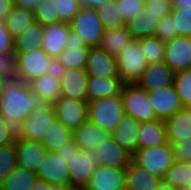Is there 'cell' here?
I'll return each instance as SVG.
<instances>
[{
    "label": "cell",
    "mask_w": 191,
    "mask_h": 190,
    "mask_svg": "<svg viewBox=\"0 0 191 190\" xmlns=\"http://www.w3.org/2000/svg\"><path fill=\"white\" fill-rule=\"evenodd\" d=\"M88 74L85 69H66L60 81L61 97L86 100Z\"/></svg>",
    "instance_id": "44dd1931"
},
{
    "label": "cell",
    "mask_w": 191,
    "mask_h": 190,
    "mask_svg": "<svg viewBox=\"0 0 191 190\" xmlns=\"http://www.w3.org/2000/svg\"><path fill=\"white\" fill-rule=\"evenodd\" d=\"M66 43L67 47L57 57L60 64L65 69H86L90 47L71 28Z\"/></svg>",
    "instance_id": "5bb4252c"
},
{
    "label": "cell",
    "mask_w": 191,
    "mask_h": 190,
    "mask_svg": "<svg viewBox=\"0 0 191 190\" xmlns=\"http://www.w3.org/2000/svg\"><path fill=\"white\" fill-rule=\"evenodd\" d=\"M0 77L3 79L19 77L17 55L14 51L0 54Z\"/></svg>",
    "instance_id": "7bdbcfd3"
},
{
    "label": "cell",
    "mask_w": 191,
    "mask_h": 190,
    "mask_svg": "<svg viewBox=\"0 0 191 190\" xmlns=\"http://www.w3.org/2000/svg\"><path fill=\"white\" fill-rule=\"evenodd\" d=\"M35 21L44 26L59 22L55 0H42L33 12Z\"/></svg>",
    "instance_id": "60d3db41"
},
{
    "label": "cell",
    "mask_w": 191,
    "mask_h": 190,
    "mask_svg": "<svg viewBox=\"0 0 191 190\" xmlns=\"http://www.w3.org/2000/svg\"><path fill=\"white\" fill-rule=\"evenodd\" d=\"M35 16L33 12L18 8L13 5L11 12L5 19V25L15 39L26 30V28L35 23Z\"/></svg>",
    "instance_id": "836d02e7"
},
{
    "label": "cell",
    "mask_w": 191,
    "mask_h": 190,
    "mask_svg": "<svg viewBox=\"0 0 191 190\" xmlns=\"http://www.w3.org/2000/svg\"><path fill=\"white\" fill-rule=\"evenodd\" d=\"M139 43L148 64L164 62V41L159 40L155 36H150L139 39Z\"/></svg>",
    "instance_id": "8d00e7d4"
},
{
    "label": "cell",
    "mask_w": 191,
    "mask_h": 190,
    "mask_svg": "<svg viewBox=\"0 0 191 190\" xmlns=\"http://www.w3.org/2000/svg\"><path fill=\"white\" fill-rule=\"evenodd\" d=\"M174 77L175 73L165 62L150 63L137 84L143 90L150 92L174 85Z\"/></svg>",
    "instance_id": "d6986e66"
},
{
    "label": "cell",
    "mask_w": 191,
    "mask_h": 190,
    "mask_svg": "<svg viewBox=\"0 0 191 190\" xmlns=\"http://www.w3.org/2000/svg\"><path fill=\"white\" fill-rule=\"evenodd\" d=\"M118 76L124 84H136L148 65L139 39L132 38L116 56Z\"/></svg>",
    "instance_id": "3957f363"
},
{
    "label": "cell",
    "mask_w": 191,
    "mask_h": 190,
    "mask_svg": "<svg viewBox=\"0 0 191 190\" xmlns=\"http://www.w3.org/2000/svg\"><path fill=\"white\" fill-rule=\"evenodd\" d=\"M132 160L161 179H163L166 171L176 162L170 143L138 149L133 154Z\"/></svg>",
    "instance_id": "277c9868"
},
{
    "label": "cell",
    "mask_w": 191,
    "mask_h": 190,
    "mask_svg": "<svg viewBox=\"0 0 191 190\" xmlns=\"http://www.w3.org/2000/svg\"><path fill=\"white\" fill-rule=\"evenodd\" d=\"M162 181L177 190H184L191 184V163L175 162L165 173Z\"/></svg>",
    "instance_id": "d590c367"
},
{
    "label": "cell",
    "mask_w": 191,
    "mask_h": 190,
    "mask_svg": "<svg viewBox=\"0 0 191 190\" xmlns=\"http://www.w3.org/2000/svg\"><path fill=\"white\" fill-rule=\"evenodd\" d=\"M37 180L35 172L17 166L0 183L1 190H30Z\"/></svg>",
    "instance_id": "d6a6232c"
},
{
    "label": "cell",
    "mask_w": 191,
    "mask_h": 190,
    "mask_svg": "<svg viewBox=\"0 0 191 190\" xmlns=\"http://www.w3.org/2000/svg\"><path fill=\"white\" fill-rule=\"evenodd\" d=\"M37 179L56 186L69 185L68 164L56 152H47L44 160L40 163L36 172Z\"/></svg>",
    "instance_id": "4fadbf2b"
},
{
    "label": "cell",
    "mask_w": 191,
    "mask_h": 190,
    "mask_svg": "<svg viewBox=\"0 0 191 190\" xmlns=\"http://www.w3.org/2000/svg\"><path fill=\"white\" fill-rule=\"evenodd\" d=\"M139 125L140 122L138 120L125 115L116 126V129L111 133L115 142L132 155L138 150L137 138Z\"/></svg>",
    "instance_id": "4316f807"
},
{
    "label": "cell",
    "mask_w": 191,
    "mask_h": 190,
    "mask_svg": "<svg viewBox=\"0 0 191 190\" xmlns=\"http://www.w3.org/2000/svg\"><path fill=\"white\" fill-rule=\"evenodd\" d=\"M171 18L177 36L191 37V7L172 8Z\"/></svg>",
    "instance_id": "74e56055"
},
{
    "label": "cell",
    "mask_w": 191,
    "mask_h": 190,
    "mask_svg": "<svg viewBox=\"0 0 191 190\" xmlns=\"http://www.w3.org/2000/svg\"><path fill=\"white\" fill-rule=\"evenodd\" d=\"M154 190H177V189L161 181Z\"/></svg>",
    "instance_id": "680465c9"
},
{
    "label": "cell",
    "mask_w": 191,
    "mask_h": 190,
    "mask_svg": "<svg viewBox=\"0 0 191 190\" xmlns=\"http://www.w3.org/2000/svg\"><path fill=\"white\" fill-rule=\"evenodd\" d=\"M184 190H191V184Z\"/></svg>",
    "instance_id": "e7e4bbea"
},
{
    "label": "cell",
    "mask_w": 191,
    "mask_h": 190,
    "mask_svg": "<svg viewBox=\"0 0 191 190\" xmlns=\"http://www.w3.org/2000/svg\"><path fill=\"white\" fill-rule=\"evenodd\" d=\"M84 188L86 190H125V168L97 166Z\"/></svg>",
    "instance_id": "2e32d148"
},
{
    "label": "cell",
    "mask_w": 191,
    "mask_h": 190,
    "mask_svg": "<svg viewBox=\"0 0 191 190\" xmlns=\"http://www.w3.org/2000/svg\"><path fill=\"white\" fill-rule=\"evenodd\" d=\"M55 119L52 104L39 103L24 122L17 127V137L41 142L50 123Z\"/></svg>",
    "instance_id": "8992f818"
},
{
    "label": "cell",
    "mask_w": 191,
    "mask_h": 190,
    "mask_svg": "<svg viewBox=\"0 0 191 190\" xmlns=\"http://www.w3.org/2000/svg\"><path fill=\"white\" fill-rule=\"evenodd\" d=\"M123 85L120 78L88 77L86 101L91 102L103 97L119 96Z\"/></svg>",
    "instance_id": "484cf974"
},
{
    "label": "cell",
    "mask_w": 191,
    "mask_h": 190,
    "mask_svg": "<svg viewBox=\"0 0 191 190\" xmlns=\"http://www.w3.org/2000/svg\"><path fill=\"white\" fill-rule=\"evenodd\" d=\"M17 138V128L0 116V146L13 144Z\"/></svg>",
    "instance_id": "f6af8a7d"
},
{
    "label": "cell",
    "mask_w": 191,
    "mask_h": 190,
    "mask_svg": "<svg viewBox=\"0 0 191 190\" xmlns=\"http://www.w3.org/2000/svg\"><path fill=\"white\" fill-rule=\"evenodd\" d=\"M186 109L190 112L191 114V105L189 107H186Z\"/></svg>",
    "instance_id": "be15d7a7"
},
{
    "label": "cell",
    "mask_w": 191,
    "mask_h": 190,
    "mask_svg": "<svg viewBox=\"0 0 191 190\" xmlns=\"http://www.w3.org/2000/svg\"><path fill=\"white\" fill-rule=\"evenodd\" d=\"M120 11L127 22L139 10L144 9L145 0H117Z\"/></svg>",
    "instance_id": "bcb514c9"
},
{
    "label": "cell",
    "mask_w": 191,
    "mask_h": 190,
    "mask_svg": "<svg viewBox=\"0 0 191 190\" xmlns=\"http://www.w3.org/2000/svg\"><path fill=\"white\" fill-rule=\"evenodd\" d=\"M67 164L69 186L85 187L98 166V159L94 150H79L68 160Z\"/></svg>",
    "instance_id": "9c48e42d"
},
{
    "label": "cell",
    "mask_w": 191,
    "mask_h": 190,
    "mask_svg": "<svg viewBox=\"0 0 191 190\" xmlns=\"http://www.w3.org/2000/svg\"><path fill=\"white\" fill-rule=\"evenodd\" d=\"M56 190H86L84 187L56 186Z\"/></svg>",
    "instance_id": "91938a15"
},
{
    "label": "cell",
    "mask_w": 191,
    "mask_h": 190,
    "mask_svg": "<svg viewBox=\"0 0 191 190\" xmlns=\"http://www.w3.org/2000/svg\"><path fill=\"white\" fill-rule=\"evenodd\" d=\"M111 136L110 131L96 126L89 120L72 131V139L80 150H94Z\"/></svg>",
    "instance_id": "7402d4cb"
},
{
    "label": "cell",
    "mask_w": 191,
    "mask_h": 190,
    "mask_svg": "<svg viewBox=\"0 0 191 190\" xmlns=\"http://www.w3.org/2000/svg\"><path fill=\"white\" fill-rule=\"evenodd\" d=\"M18 166L14 143L0 146V183Z\"/></svg>",
    "instance_id": "ab89813d"
},
{
    "label": "cell",
    "mask_w": 191,
    "mask_h": 190,
    "mask_svg": "<svg viewBox=\"0 0 191 190\" xmlns=\"http://www.w3.org/2000/svg\"><path fill=\"white\" fill-rule=\"evenodd\" d=\"M81 7H88L97 9L98 7L104 5L106 2H110L113 0H79Z\"/></svg>",
    "instance_id": "9f6ffc18"
},
{
    "label": "cell",
    "mask_w": 191,
    "mask_h": 190,
    "mask_svg": "<svg viewBox=\"0 0 191 190\" xmlns=\"http://www.w3.org/2000/svg\"><path fill=\"white\" fill-rule=\"evenodd\" d=\"M65 71L66 69L60 64L59 60L57 58H52L45 74L61 81Z\"/></svg>",
    "instance_id": "816d5d0a"
},
{
    "label": "cell",
    "mask_w": 191,
    "mask_h": 190,
    "mask_svg": "<svg viewBox=\"0 0 191 190\" xmlns=\"http://www.w3.org/2000/svg\"><path fill=\"white\" fill-rule=\"evenodd\" d=\"M125 190H154L162 181L133 160L125 168Z\"/></svg>",
    "instance_id": "cb8c5ba5"
},
{
    "label": "cell",
    "mask_w": 191,
    "mask_h": 190,
    "mask_svg": "<svg viewBox=\"0 0 191 190\" xmlns=\"http://www.w3.org/2000/svg\"><path fill=\"white\" fill-rule=\"evenodd\" d=\"M4 81L5 79L0 77V94L2 93V90L4 89Z\"/></svg>",
    "instance_id": "6125c7cd"
},
{
    "label": "cell",
    "mask_w": 191,
    "mask_h": 190,
    "mask_svg": "<svg viewBox=\"0 0 191 190\" xmlns=\"http://www.w3.org/2000/svg\"><path fill=\"white\" fill-rule=\"evenodd\" d=\"M70 24L57 22L44 26V34L40 48L52 58H57L67 47Z\"/></svg>",
    "instance_id": "ffe728a7"
},
{
    "label": "cell",
    "mask_w": 191,
    "mask_h": 190,
    "mask_svg": "<svg viewBox=\"0 0 191 190\" xmlns=\"http://www.w3.org/2000/svg\"><path fill=\"white\" fill-rule=\"evenodd\" d=\"M28 85L40 103L53 105L61 97L60 81L52 76L43 74Z\"/></svg>",
    "instance_id": "83f0119b"
},
{
    "label": "cell",
    "mask_w": 191,
    "mask_h": 190,
    "mask_svg": "<svg viewBox=\"0 0 191 190\" xmlns=\"http://www.w3.org/2000/svg\"><path fill=\"white\" fill-rule=\"evenodd\" d=\"M18 166L37 172L40 163L44 160L47 149L38 141H29L16 138L14 141Z\"/></svg>",
    "instance_id": "e0dca14e"
},
{
    "label": "cell",
    "mask_w": 191,
    "mask_h": 190,
    "mask_svg": "<svg viewBox=\"0 0 191 190\" xmlns=\"http://www.w3.org/2000/svg\"><path fill=\"white\" fill-rule=\"evenodd\" d=\"M164 62L174 72L187 70L191 66V37L176 36L165 41Z\"/></svg>",
    "instance_id": "30bf717a"
},
{
    "label": "cell",
    "mask_w": 191,
    "mask_h": 190,
    "mask_svg": "<svg viewBox=\"0 0 191 190\" xmlns=\"http://www.w3.org/2000/svg\"><path fill=\"white\" fill-rule=\"evenodd\" d=\"M176 36L177 33L174 30L173 20L170 13L158 21L155 29V37L165 42L175 38Z\"/></svg>",
    "instance_id": "ee69618b"
},
{
    "label": "cell",
    "mask_w": 191,
    "mask_h": 190,
    "mask_svg": "<svg viewBox=\"0 0 191 190\" xmlns=\"http://www.w3.org/2000/svg\"><path fill=\"white\" fill-rule=\"evenodd\" d=\"M145 1H153L157 3H170V4L172 2V0H145Z\"/></svg>",
    "instance_id": "94428289"
},
{
    "label": "cell",
    "mask_w": 191,
    "mask_h": 190,
    "mask_svg": "<svg viewBox=\"0 0 191 190\" xmlns=\"http://www.w3.org/2000/svg\"><path fill=\"white\" fill-rule=\"evenodd\" d=\"M85 70L88 77L120 78L116 57L100 46L90 47Z\"/></svg>",
    "instance_id": "7c38bea8"
},
{
    "label": "cell",
    "mask_w": 191,
    "mask_h": 190,
    "mask_svg": "<svg viewBox=\"0 0 191 190\" xmlns=\"http://www.w3.org/2000/svg\"><path fill=\"white\" fill-rule=\"evenodd\" d=\"M77 35L89 47L99 46L104 29L100 22L97 10L88 7H81L78 14L69 23Z\"/></svg>",
    "instance_id": "52a82bcc"
},
{
    "label": "cell",
    "mask_w": 191,
    "mask_h": 190,
    "mask_svg": "<svg viewBox=\"0 0 191 190\" xmlns=\"http://www.w3.org/2000/svg\"><path fill=\"white\" fill-rule=\"evenodd\" d=\"M52 57L40 47L17 56L18 75L28 83L46 73Z\"/></svg>",
    "instance_id": "8fae6325"
},
{
    "label": "cell",
    "mask_w": 191,
    "mask_h": 190,
    "mask_svg": "<svg viewBox=\"0 0 191 190\" xmlns=\"http://www.w3.org/2000/svg\"><path fill=\"white\" fill-rule=\"evenodd\" d=\"M96 10L104 30L126 27V21L120 11V5L117 0L106 2Z\"/></svg>",
    "instance_id": "e575fe53"
},
{
    "label": "cell",
    "mask_w": 191,
    "mask_h": 190,
    "mask_svg": "<svg viewBox=\"0 0 191 190\" xmlns=\"http://www.w3.org/2000/svg\"><path fill=\"white\" fill-rule=\"evenodd\" d=\"M172 8L176 7H191V0H172Z\"/></svg>",
    "instance_id": "6f0895ef"
},
{
    "label": "cell",
    "mask_w": 191,
    "mask_h": 190,
    "mask_svg": "<svg viewBox=\"0 0 191 190\" xmlns=\"http://www.w3.org/2000/svg\"><path fill=\"white\" fill-rule=\"evenodd\" d=\"M149 101L159 120L165 121L183 109L174 85L148 92Z\"/></svg>",
    "instance_id": "9a60e30c"
},
{
    "label": "cell",
    "mask_w": 191,
    "mask_h": 190,
    "mask_svg": "<svg viewBox=\"0 0 191 190\" xmlns=\"http://www.w3.org/2000/svg\"><path fill=\"white\" fill-rule=\"evenodd\" d=\"M30 190H56V185L50 184L45 180L37 179Z\"/></svg>",
    "instance_id": "11a10c76"
},
{
    "label": "cell",
    "mask_w": 191,
    "mask_h": 190,
    "mask_svg": "<svg viewBox=\"0 0 191 190\" xmlns=\"http://www.w3.org/2000/svg\"><path fill=\"white\" fill-rule=\"evenodd\" d=\"M72 140V131L64 127L56 118L50 123L47 134L41 141L48 152H56L65 142Z\"/></svg>",
    "instance_id": "4dcf8cb0"
},
{
    "label": "cell",
    "mask_w": 191,
    "mask_h": 190,
    "mask_svg": "<svg viewBox=\"0 0 191 190\" xmlns=\"http://www.w3.org/2000/svg\"><path fill=\"white\" fill-rule=\"evenodd\" d=\"M13 0H0V21L5 23L7 15L11 12Z\"/></svg>",
    "instance_id": "db71d44e"
},
{
    "label": "cell",
    "mask_w": 191,
    "mask_h": 190,
    "mask_svg": "<svg viewBox=\"0 0 191 190\" xmlns=\"http://www.w3.org/2000/svg\"><path fill=\"white\" fill-rule=\"evenodd\" d=\"M125 115L121 95L88 102V120L111 133Z\"/></svg>",
    "instance_id": "7a4b0ae2"
},
{
    "label": "cell",
    "mask_w": 191,
    "mask_h": 190,
    "mask_svg": "<svg viewBox=\"0 0 191 190\" xmlns=\"http://www.w3.org/2000/svg\"><path fill=\"white\" fill-rule=\"evenodd\" d=\"M79 147L76 145L75 141L72 139L70 142H65V146L60 147L56 153L58 156H61L64 161L68 162V160L76 155L79 151Z\"/></svg>",
    "instance_id": "f907efd6"
},
{
    "label": "cell",
    "mask_w": 191,
    "mask_h": 190,
    "mask_svg": "<svg viewBox=\"0 0 191 190\" xmlns=\"http://www.w3.org/2000/svg\"><path fill=\"white\" fill-rule=\"evenodd\" d=\"M94 152L98 159V166L112 168H126L132 161L133 155L122 148L112 136L105 142H101Z\"/></svg>",
    "instance_id": "ac0fdd59"
},
{
    "label": "cell",
    "mask_w": 191,
    "mask_h": 190,
    "mask_svg": "<svg viewBox=\"0 0 191 190\" xmlns=\"http://www.w3.org/2000/svg\"><path fill=\"white\" fill-rule=\"evenodd\" d=\"M42 0H13L14 6L18 8L25 9L30 12H34V10L39 6V3Z\"/></svg>",
    "instance_id": "f5cc1de1"
},
{
    "label": "cell",
    "mask_w": 191,
    "mask_h": 190,
    "mask_svg": "<svg viewBox=\"0 0 191 190\" xmlns=\"http://www.w3.org/2000/svg\"><path fill=\"white\" fill-rule=\"evenodd\" d=\"M172 148L176 162L191 163V140L175 142Z\"/></svg>",
    "instance_id": "7dc6e473"
},
{
    "label": "cell",
    "mask_w": 191,
    "mask_h": 190,
    "mask_svg": "<svg viewBox=\"0 0 191 190\" xmlns=\"http://www.w3.org/2000/svg\"><path fill=\"white\" fill-rule=\"evenodd\" d=\"M131 40L132 36L126 27L104 30L99 46L116 57Z\"/></svg>",
    "instance_id": "1f68e13d"
},
{
    "label": "cell",
    "mask_w": 191,
    "mask_h": 190,
    "mask_svg": "<svg viewBox=\"0 0 191 190\" xmlns=\"http://www.w3.org/2000/svg\"><path fill=\"white\" fill-rule=\"evenodd\" d=\"M44 34V25L35 22L26 28L25 31L14 39V52L21 55L30 50L40 47Z\"/></svg>",
    "instance_id": "f546056e"
},
{
    "label": "cell",
    "mask_w": 191,
    "mask_h": 190,
    "mask_svg": "<svg viewBox=\"0 0 191 190\" xmlns=\"http://www.w3.org/2000/svg\"><path fill=\"white\" fill-rule=\"evenodd\" d=\"M121 97L127 116L138 120L140 123L158 119L149 101L148 92L137 83L124 84Z\"/></svg>",
    "instance_id": "5b68a950"
},
{
    "label": "cell",
    "mask_w": 191,
    "mask_h": 190,
    "mask_svg": "<svg viewBox=\"0 0 191 190\" xmlns=\"http://www.w3.org/2000/svg\"><path fill=\"white\" fill-rule=\"evenodd\" d=\"M14 51V38L5 23L0 21V54Z\"/></svg>",
    "instance_id": "681fc988"
},
{
    "label": "cell",
    "mask_w": 191,
    "mask_h": 190,
    "mask_svg": "<svg viewBox=\"0 0 191 190\" xmlns=\"http://www.w3.org/2000/svg\"><path fill=\"white\" fill-rule=\"evenodd\" d=\"M55 118L67 129L73 131L88 121V102L60 97L53 104Z\"/></svg>",
    "instance_id": "ba28073f"
},
{
    "label": "cell",
    "mask_w": 191,
    "mask_h": 190,
    "mask_svg": "<svg viewBox=\"0 0 191 190\" xmlns=\"http://www.w3.org/2000/svg\"><path fill=\"white\" fill-rule=\"evenodd\" d=\"M39 103L28 83L20 77L5 79L4 89L0 94V116L16 128L28 118Z\"/></svg>",
    "instance_id": "6da1fadb"
},
{
    "label": "cell",
    "mask_w": 191,
    "mask_h": 190,
    "mask_svg": "<svg viewBox=\"0 0 191 190\" xmlns=\"http://www.w3.org/2000/svg\"><path fill=\"white\" fill-rule=\"evenodd\" d=\"M164 122L168 143L173 145L175 142L191 140V114L186 108L176 112Z\"/></svg>",
    "instance_id": "603a6c76"
},
{
    "label": "cell",
    "mask_w": 191,
    "mask_h": 190,
    "mask_svg": "<svg viewBox=\"0 0 191 190\" xmlns=\"http://www.w3.org/2000/svg\"><path fill=\"white\" fill-rule=\"evenodd\" d=\"M56 14L60 22L70 23L80 11L81 5L79 0H55Z\"/></svg>",
    "instance_id": "b9f144b4"
},
{
    "label": "cell",
    "mask_w": 191,
    "mask_h": 190,
    "mask_svg": "<svg viewBox=\"0 0 191 190\" xmlns=\"http://www.w3.org/2000/svg\"><path fill=\"white\" fill-rule=\"evenodd\" d=\"M174 86L183 108L191 105V69L175 73Z\"/></svg>",
    "instance_id": "f35d334b"
},
{
    "label": "cell",
    "mask_w": 191,
    "mask_h": 190,
    "mask_svg": "<svg viewBox=\"0 0 191 190\" xmlns=\"http://www.w3.org/2000/svg\"><path fill=\"white\" fill-rule=\"evenodd\" d=\"M144 8L147 9V14L158 17L159 20L169 15L172 11L170 3H157L153 1H145Z\"/></svg>",
    "instance_id": "c3c4849f"
},
{
    "label": "cell",
    "mask_w": 191,
    "mask_h": 190,
    "mask_svg": "<svg viewBox=\"0 0 191 190\" xmlns=\"http://www.w3.org/2000/svg\"><path fill=\"white\" fill-rule=\"evenodd\" d=\"M138 149L167 144L166 125L163 120L141 122L138 129Z\"/></svg>",
    "instance_id": "d4e9b609"
},
{
    "label": "cell",
    "mask_w": 191,
    "mask_h": 190,
    "mask_svg": "<svg viewBox=\"0 0 191 190\" xmlns=\"http://www.w3.org/2000/svg\"><path fill=\"white\" fill-rule=\"evenodd\" d=\"M158 17L147 14V9H139L133 17L126 22V29L135 39L155 36Z\"/></svg>",
    "instance_id": "f1b7e54d"
}]
</instances>
